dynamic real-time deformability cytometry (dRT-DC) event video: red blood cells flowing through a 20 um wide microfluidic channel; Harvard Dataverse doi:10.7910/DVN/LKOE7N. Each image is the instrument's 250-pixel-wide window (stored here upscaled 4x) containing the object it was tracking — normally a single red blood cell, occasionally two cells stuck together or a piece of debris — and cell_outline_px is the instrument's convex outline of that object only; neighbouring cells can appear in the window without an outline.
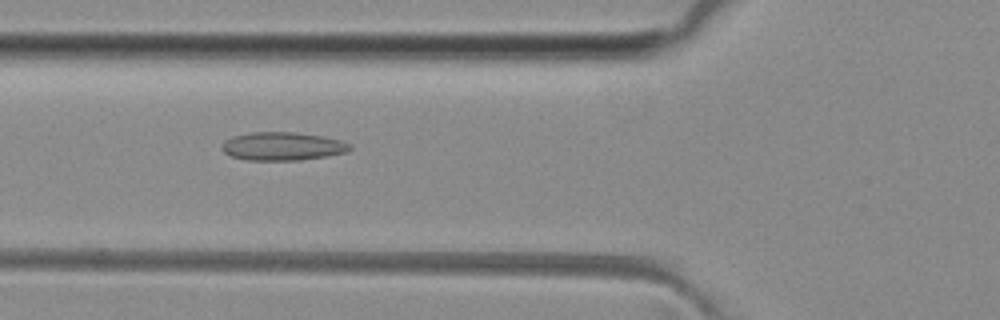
{"species": "common noctule bat (a hibernating species)", "species_latin": "Nyctalus noctula", "temperature_condition": "room temperature", "stored_images_in_passage": 50, "camera_frame_rate_fps": 3000, "um_per_image_px": 0.085, "animal": {"sex": "female", "body_mass_g": 29.2, "forearm_length_mm": 56.3}, "frame": {"image": 1, "passage_image": 18, "time_ms": 5.667, "image_size_px": [1000, 320], "cell_outline_px": [[352, 148], [348, 152], [300, 160], [248, 160], [232, 156], [224, 152], [220, 148], [224, 140], [232, 136], [252, 132], [296, 132], [324, 136], [340, 140], [348, 144]], "centroid_in_image_um": [23.99, 12.42], "position_along_channel_um": 101.8, "area_um2": 21.1}}
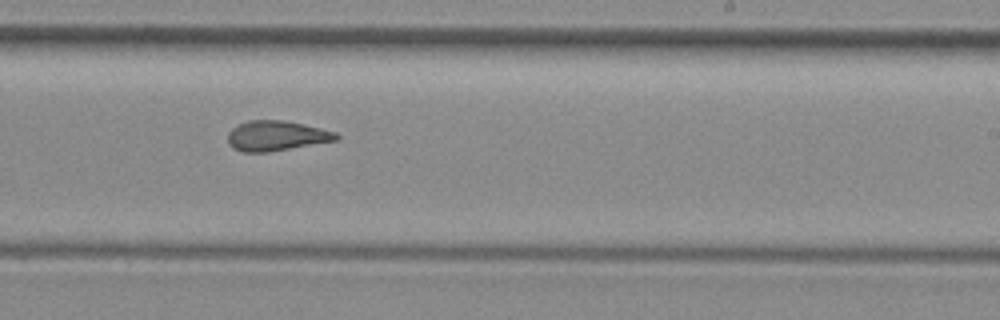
{"frame": {"image": 2, "passage_image": 30, "time_ms": 9.667, "image_size_px": [1000, 320], "cell_outline_px": [[340, 136], [336, 140], [268, 152], [244, 152], [232, 148], [228, 144], [228, 132], [232, 128], [248, 120], [284, 120], [320, 128], [336, 132]], "centroid_in_image_um": [23.46, 11.54], "position_along_channel_um": 265.5, "area_um2": 18.84}}
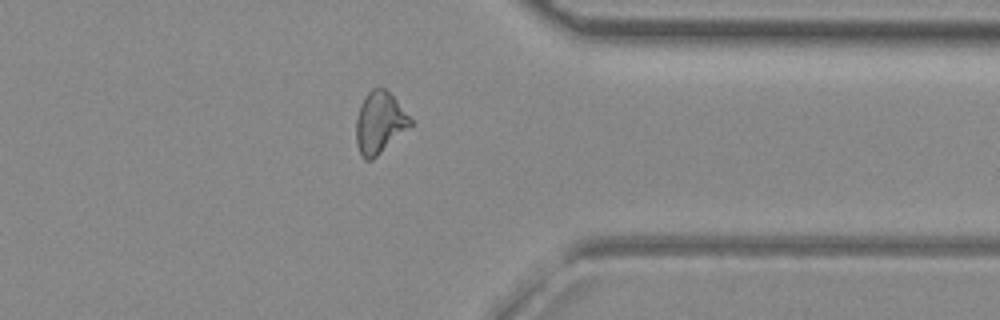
{"frame": {"image": 3, "passage_image": 39, "time_ms": 12.667, "image_size_px": [1000, 320], "cell_outline_px": [[412, 124], [372, 160], [364, 160], [356, 144], [356, 120], [360, 104], [364, 96], [372, 88], [384, 88], [396, 100], [412, 120]], "centroid_in_image_um": [32.23, 10.42], "position_along_channel_um": 379.2, "area_um2": 19.13}}